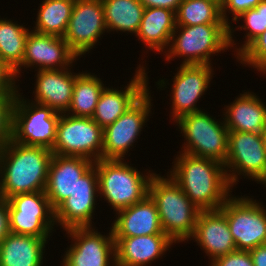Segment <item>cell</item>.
Masks as SVG:
<instances>
[{
	"label": "cell",
	"mask_w": 266,
	"mask_h": 266,
	"mask_svg": "<svg viewBox=\"0 0 266 266\" xmlns=\"http://www.w3.org/2000/svg\"><path fill=\"white\" fill-rule=\"evenodd\" d=\"M71 69L37 70L32 94L34 100H29L49 106L56 112L66 113L71 105L75 78L80 74Z\"/></svg>",
	"instance_id": "cell-21"
},
{
	"label": "cell",
	"mask_w": 266,
	"mask_h": 266,
	"mask_svg": "<svg viewBox=\"0 0 266 266\" xmlns=\"http://www.w3.org/2000/svg\"><path fill=\"white\" fill-rule=\"evenodd\" d=\"M222 113L229 131L262 134L266 128V103L249 90L224 105Z\"/></svg>",
	"instance_id": "cell-24"
},
{
	"label": "cell",
	"mask_w": 266,
	"mask_h": 266,
	"mask_svg": "<svg viewBox=\"0 0 266 266\" xmlns=\"http://www.w3.org/2000/svg\"><path fill=\"white\" fill-rule=\"evenodd\" d=\"M264 17H265V26H266V0H264Z\"/></svg>",
	"instance_id": "cell-42"
},
{
	"label": "cell",
	"mask_w": 266,
	"mask_h": 266,
	"mask_svg": "<svg viewBox=\"0 0 266 266\" xmlns=\"http://www.w3.org/2000/svg\"><path fill=\"white\" fill-rule=\"evenodd\" d=\"M52 151L10 140L0 151V198L44 191Z\"/></svg>",
	"instance_id": "cell-2"
},
{
	"label": "cell",
	"mask_w": 266,
	"mask_h": 266,
	"mask_svg": "<svg viewBox=\"0 0 266 266\" xmlns=\"http://www.w3.org/2000/svg\"><path fill=\"white\" fill-rule=\"evenodd\" d=\"M260 1L261 0H220L222 18L229 26H231L232 21L234 22L235 19L246 10L255 8ZM229 14L233 15L231 22Z\"/></svg>",
	"instance_id": "cell-35"
},
{
	"label": "cell",
	"mask_w": 266,
	"mask_h": 266,
	"mask_svg": "<svg viewBox=\"0 0 266 266\" xmlns=\"http://www.w3.org/2000/svg\"><path fill=\"white\" fill-rule=\"evenodd\" d=\"M243 196L231 195L220 210L226 216L237 250L250 251L266 244V208L262 201Z\"/></svg>",
	"instance_id": "cell-8"
},
{
	"label": "cell",
	"mask_w": 266,
	"mask_h": 266,
	"mask_svg": "<svg viewBox=\"0 0 266 266\" xmlns=\"http://www.w3.org/2000/svg\"><path fill=\"white\" fill-rule=\"evenodd\" d=\"M171 87L170 118L177 121L182 116L202 111L197 102L211 86L213 65H181L177 67ZM172 95V96H171Z\"/></svg>",
	"instance_id": "cell-15"
},
{
	"label": "cell",
	"mask_w": 266,
	"mask_h": 266,
	"mask_svg": "<svg viewBox=\"0 0 266 266\" xmlns=\"http://www.w3.org/2000/svg\"><path fill=\"white\" fill-rule=\"evenodd\" d=\"M108 33L104 22L101 0H75L64 40L79 57H86L95 49L104 33Z\"/></svg>",
	"instance_id": "cell-14"
},
{
	"label": "cell",
	"mask_w": 266,
	"mask_h": 266,
	"mask_svg": "<svg viewBox=\"0 0 266 266\" xmlns=\"http://www.w3.org/2000/svg\"><path fill=\"white\" fill-rule=\"evenodd\" d=\"M132 165L119 159L101 158L94 162L98 176L99 199L104 198L102 200L106 201L115 213L142 201L149 194V183L155 172L147 171L148 169L138 171V168Z\"/></svg>",
	"instance_id": "cell-4"
},
{
	"label": "cell",
	"mask_w": 266,
	"mask_h": 266,
	"mask_svg": "<svg viewBox=\"0 0 266 266\" xmlns=\"http://www.w3.org/2000/svg\"><path fill=\"white\" fill-rule=\"evenodd\" d=\"M111 223L113 237L165 234L155 201L148 194L142 201L116 212Z\"/></svg>",
	"instance_id": "cell-23"
},
{
	"label": "cell",
	"mask_w": 266,
	"mask_h": 266,
	"mask_svg": "<svg viewBox=\"0 0 266 266\" xmlns=\"http://www.w3.org/2000/svg\"><path fill=\"white\" fill-rule=\"evenodd\" d=\"M99 196L98 176L93 165L77 180L74 192L55 210V224L63 231L76 227H93L97 198Z\"/></svg>",
	"instance_id": "cell-16"
},
{
	"label": "cell",
	"mask_w": 266,
	"mask_h": 266,
	"mask_svg": "<svg viewBox=\"0 0 266 266\" xmlns=\"http://www.w3.org/2000/svg\"><path fill=\"white\" fill-rule=\"evenodd\" d=\"M225 170L234 188L239 176L266 187V151L262 134L229 131Z\"/></svg>",
	"instance_id": "cell-9"
},
{
	"label": "cell",
	"mask_w": 266,
	"mask_h": 266,
	"mask_svg": "<svg viewBox=\"0 0 266 266\" xmlns=\"http://www.w3.org/2000/svg\"><path fill=\"white\" fill-rule=\"evenodd\" d=\"M17 94H0V151L11 140L12 113Z\"/></svg>",
	"instance_id": "cell-34"
},
{
	"label": "cell",
	"mask_w": 266,
	"mask_h": 266,
	"mask_svg": "<svg viewBox=\"0 0 266 266\" xmlns=\"http://www.w3.org/2000/svg\"><path fill=\"white\" fill-rule=\"evenodd\" d=\"M229 48L228 24L176 26L163 55L169 63L183 57L181 65H212L210 57L227 52Z\"/></svg>",
	"instance_id": "cell-5"
},
{
	"label": "cell",
	"mask_w": 266,
	"mask_h": 266,
	"mask_svg": "<svg viewBox=\"0 0 266 266\" xmlns=\"http://www.w3.org/2000/svg\"><path fill=\"white\" fill-rule=\"evenodd\" d=\"M79 57L63 37L41 34L30 30L27 35L22 65L14 72L17 82L22 69L60 70L74 66ZM34 67V68H33Z\"/></svg>",
	"instance_id": "cell-17"
},
{
	"label": "cell",
	"mask_w": 266,
	"mask_h": 266,
	"mask_svg": "<svg viewBox=\"0 0 266 266\" xmlns=\"http://www.w3.org/2000/svg\"><path fill=\"white\" fill-rule=\"evenodd\" d=\"M209 266H254L249 251L235 250L210 261Z\"/></svg>",
	"instance_id": "cell-36"
},
{
	"label": "cell",
	"mask_w": 266,
	"mask_h": 266,
	"mask_svg": "<svg viewBox=\"0 0 266 266\" xmlns=\"http://www.w3.org/2000/svg\"><path fill=\"white\" fill-rule=\"evenodd\" d=\"M149 90L124 114L103 129L102 159L125 160L152 114ZM133 146V147H132ZM132 147V148H131Z\"/></svg>",
	"instance_id": "cell-12"
},
{
	"label": "cell",
	"mask_w": 266,
	"mask_h": 266,
	"mask_svg": "<svg viewBox=\"0 0 266 266\" xmlns=\"http://www.w3.org/2000/svg\"><path fill=\"white\" fill-rule=\"evenodd\" d=\"M101 79L94 73L82 70L75 78L71 105L66 113L74 117L92 118L100 95L106 87Z\"/></svg>",
	"instance_id": "cell-28"
},
{
	"label": "cell",
	"mask_w": 266,
	"mask_h": 266,
	"mask_svg": "<svg viewBox=\"0 0 266 266\" xmlns=\"http://www.w3.org/2000/svg\"><path fill=\"white\" fill-rule=\"evenodd\" d=\"M16 81L14 71L0 60V94H17L20 87Z\"/></svg>",
	"instance_id": "cell-37"
},
{
	"label": "cell",
	"mask_w": 266,
	"mask_h": 266,
	"mask_svg": "<svg viewBox=\"0 0 266 266\" xmlns=\"http://www.w3.org/2000/svg\"><path fill=\"white\" fill-rule=\"evenodd\" d=\"M18 91L12 113L11 140L25 146L52 149L61 113L34 103Z\"/></svg>",
	"instance_id": "cell-7"
},
{
	"label": "cell",
	"mask_w": 266,
	"mask_h": 266,
	"mask_svg": "<svg viewBox=\"0 0 266 266\" xmlns=\"http://www.w3.org/2000/svg\"><path fill=\"white\" fill-rule=\"evenodd\" d=\"M49 240L10 232L0 242V266H42Z\"/></svg>",
	"instance_id": "cell-25"
},
{
	"label": "cell",
	"mask_w": 266,
	"mask_h": 266,
	"mask_svg": "<svg viewBox=\"0 0 266 266\" xmlns=\"http://www.w3.org/2000/svg\"><path fill=\"white\" fill-rule=\"evenodd\" d=\"M113 238L116 266H150L175 244L166 234Z\"/></svg>",
	"instance_id": "cell-22"
},
{
	"label": "cell",
	"mask_w": 266,
	"mask_h": 266,
	"mask_svg": "<svg viewBox=\"0 0 266 266\" xmlns=\"http://www.w3.org/2000/svg\"><path fill=\"white\" fill-rule=\"evenodd\" d=\"M175 27V12L159 7L145 8L135 37L150 51L164 54L169 47Z\"/></svg>",
	"instance_id": "cell-26"
},
{
	"label": "cell",
	"mask_w": 266,
	"mask_h": 266,
	"mask_svg": "<svg viewBox=\"0 0 266 266\" xmlns=\"http://www.w3.org/2000/svg\"><path fill=\"white\" fill-rule=\"evenodd\" d=\"M93 165L94 161L83 157L52 155L44 192L53 210L70 197L77 180Z\"/></svg>",
	"instance_id": "cell-19"
},
{
	"label": "cell",
	"mask_w": 266,
	"mask_h": 266,
	"mask_svg": "<svg viewBox=\"0 0 266 266\" xmlns=\"http://www.w3.org/2000/svg\"><path fill=\"white\" fill-rule=\"evenodd\" d=\"M236 61L245 67L254 68L266 75V31L258 36L237 58Z\"/></svg>",
	"instance_id": "cell-33"
},
{
	"label": "cell",
	"mask_w": 266,
	"mask_h": 266,
	"mask_svg": "<svg viewBox=\"0 0 266 266\" xmlns=\"http://www.w3.org/2000/svg\"><path fill=\"white\" fill-rule=\"evenodd\" d=\"M18 23L0 17V60L14 72L22 65L27 35L31 30Z\"/></svg>",
	"instance_id": "cell-30"
},
{
	"label": "cell",
	"mask_w": 266,
	"mask_h": 266,
	"mask_svg": "<svg viewBox=\"0 0 266 266\" xmlns=\"http://www.w3.org/2000/svg\"><path fill=\"white\" fill-rule=\"evenodd\" d=\"M249 252L254 266H266V244L257 246Z\"/></svg>",
	"instance_id": "cell-40"
},
{
	"label": "cell",
	"mask_w": 266,
	"mask_h": 266,
	"mask_svg": "<svg viewBox=\"0 0 266 266\" xmlns=\"http://www.w3.org/2000/svg\"><path fill=\"white\" fill-rule=\"evenodd\" d=\"M141 63L137 65L135 75L127 86L120 90L118 87L106 86L102 91L92 119L103 129L116 121L149 90L147 64L143 65L144 61Z\"/></svg>",
	"instance_id": "cell-18"
},
{
	"label": "cell",
	"mask_w": 266,
	"mask_h": 266,
	"mask_svg": "<svg viewBox=\"0 0 266 266\" xmlns=\"http://www.w3.org/2000/svg\"><path fill=\"white\" fill-rule=\"evenodd\" d=\"M109 229L108 235H102L95 226L65 230L72 241L60 266H116L115 240Z\"/></svg>",
	"instance_id": "cell-13"
},
{
	"label": "cell",
	"mask_w": 266,
	"mask_h": 266,
	"mask_svg": "<svg viewBox=\"0 0 266 266\" xmlns=\"http://www.w3.org/2000/svg\"><path fill=\"white\" fill-rule=\"evenodd\" d=\"M149 195L155 201L162 229L175 243L188 242L195 231L200 209L186 196L167 173H155L149 183Z\"/></svg>",
	"instance_id": "cell-3"
},
{
	"label": "cell",
	"mask_w": 266,
	"mask_h": 266,
	"mask_svg": "<svg viewBox=\"0 0 266 266\" xmlns=\"http://www.w3.org/2000/svg\"><path fill=\"white\" fill-rule=\"evenodd\" d=\"M262 138H263L264 148L266 151V128H265L264 132L262 133Z\"/></svg>",
	"instance_id": "cell-41"
},
{
	"label": "cell",
	"mask_w": 266,
	"mask_h": 266,
	"mask_svg": "<svg viewBox=\"0 0 266 266\" xmlns=\"http://www.w3.org/2000/svg\"><path fill=\"white\" fill-rule=\"evenodd\" d=\"M38 6L36 22L31 29L41 34L64 37L75 0H43Z\"/></svg>",
	"instance_id": "cell-29"
},
{
	"label": "cell",
	"mask_w": 266,
	"mask_h": 266,
	"mask_svg": "<svg viewBox=\"0 0 266 266\" xmlns=\"http://www.w3.org/2000/svg\"><path fill=\"white\" fill-rule=\"evenodd\" d=\"M192 239L210 261L237 250L226 216L220 209L200 210Z\"/></svg>",
	"instance_id": "cell-20"
},
{
	"label": "cell",
	"mask_w": 266,
	"mask_h": 266,
	"mask_svg": "<svg viewBox=\"0 0 266 266\" xmlns=\"http://www.w3.org/2000/svg\"><path fill=\"white\" fill-rule=\"evenodd\" d=\"M103 128L92 118L61 113L56 141L51 149L60 156L83 157L92 161L102 158Z\"/></svg>",
	"instance_id": "cell-10"
},
{
	"label": "cell",
	"mask_w": 266,
	"mask_h": 266,
	"mask_svg": "<svg viewBox=\"0 0 266 266\" xmlns=\"http://www.w3.org/2000/svg\"><path fill=\"white\" fill-rule=\"evenodd\" d=\"M211 116L205 110L182 116L174 125L184 137L181 151L185 154L216 160L225 164L228 153V133L224 118ZM219 120V121H218Z\"/></svg>",
	"instance_id": "cell-6"
},
{
	"label": "cell",
	"mask_w": 266,
	"mask_h": 266,
	"mask_svg": "<svg viewBox=\"0 0 266 266\" xmlns=\"http://www.w3.org/2000/svg\"><path fill=\"white\" fill-rule=\"evenodd\" d=\"M177 153L167 173L197 208L220 209L233 190L225 166L213 159Z\"/></svg>",
	"instance_id": "cell-1"
},
{
	"label": "cell",
	"mask_w": 266,
	"mask_h": 266,
	"mask_svg": "<svg viewBox=\"0 0 266 266\" xmlns=\"http://www.w3.org/2000/svg\"><path fill=\"white\" fill-rule=\"evenodd\" d=\"M240 20L241 26L238 25V27L235 26V28L234 26H229L230 51L233 48L234 51L232 52H235V58H237L258 36H260L264 31H266L264 17V0H261L255 8L248 9L243 12L235 19L234 22L238 23V21ZM242 21L244 24H242ZM236 29L237 31L240 30L246 33L244 34L245 41H243L242 45L238 43V45L235 46L237 43H235L236 39L233 38L235 36L233 33L236 31Z\"/></svg>",
	"instance_id": "cell-32"
},
{
	"label": "cell",
	"mask_w": 266,
	"mask_h": 266,
	"mask_svg": "<svg viewBox=\"0 0 266 266\" xmlns=\"http://www.w3.org/2000/svg\"><path fill=\"white\" fill-rule=\"evenodd\" d=\"M6 201L11 233L50 239L56 224L44 191L16 194Z\"/></svg>",
	"instance_id": "cell-11"
},
{
	"label": "cell",
	"mask_w": 266,
	"mask_h": 266,
	"mask_svg": "<svg viewBox=\"0 0 266 266\" xmlns=\"http://www.w3.org/2000/svg\"><path fill=\"white\" fill-rule=\"evenodd\" d=\"M104 9V22L108 33L121 32L136 35L144 13L139 0H101Z\"/></svg>",
	"instance_id": "cell-27"
},
{
	"label": "cell",
	"mask_w": 266,
	"mask_h": 266,
	"mask_svg": "<svg viewBox=\"0 0 266 266\" xmlns=\"http://www.w3.org/2000/svg\"><path fill=\"white\" fill-rule=\"evenodd\" d=\"M176 26L227 24L220 10V0H182L175 13Z\"/></svg>",
	"instance_id": "cell-31"
},
{
	"label": "cell",
	"mask_w": 266,
	"mask_h": 266,
	"mask_svg": "<svg viewBox=\"0 0 266 266\" xmlns=\"http://www.w3.org/2000/svg\"><path fill=\"white\" fill-rule=\"evenodd\" d=\"M10 233L7 201L0 198V242Z\"/></svg>",
	"instance_id": "cell-39"
},
{
	"label": "cell",
	"mask_w": 266,
	"mask_h": 266,
	"mask_svg": "<svg viewBox=\"0 0 266 266\" xmlns=\"http://www.w3.org/2000/svg\"><path fill=\"white\" fill-rule=\"evenodd\" d=\"M144 8H164L177 12L182 0H139Z\"/></svg>",
	"instance_id": "cell-38"
}]
</instances>
